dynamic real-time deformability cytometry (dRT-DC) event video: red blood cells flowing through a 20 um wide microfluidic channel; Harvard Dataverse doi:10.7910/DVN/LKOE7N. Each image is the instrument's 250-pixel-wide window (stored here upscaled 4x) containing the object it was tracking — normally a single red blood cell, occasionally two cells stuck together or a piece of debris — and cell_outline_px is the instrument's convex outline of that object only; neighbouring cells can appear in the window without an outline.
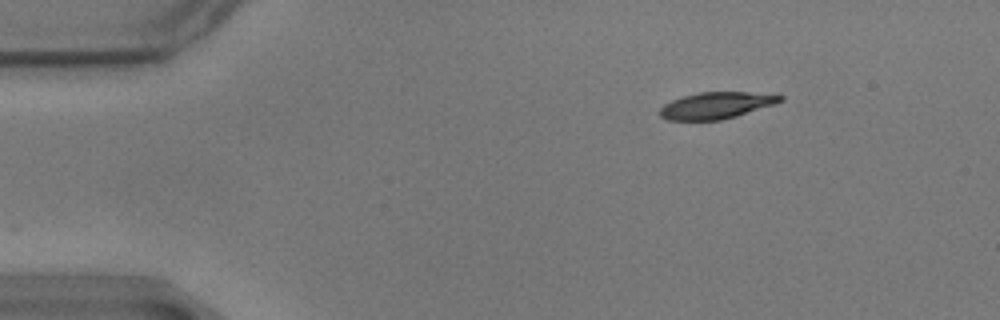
{"species": "common noctule bat (a hibernating species)", "species_latin": "Nyctalus noctula", "temperature_condition": "warm", "stored_images_in_passage": 50, "camera_frame_rate_fps": 3000, "um_per_image_px": 0.085, "animal": {"sex": "male", "body_mass_g": 17.9}, "frame": {"image": 1, "passage_image": 1, "time_ms": 0.0, "image_size_px": [1000, 320], "cell_outline_px": [[784, 100], [776, 104], [736, 116], [720, 120], [668, 120], [660, 116], [660, 108], [664, 104], [672, 100], [684, 96], [700, 92], [780, 92], [784, 96]], "centroid_in_image_um": [61.0, 8.94], "position_along_channel_um": 24.0, "area_um2": 19.02}}
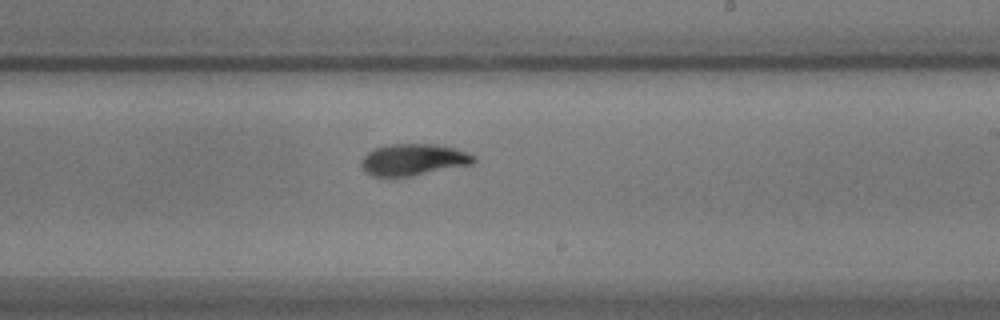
{"frame": {"image": 2, "passage_image": 27, "time_ms": 8.667, "image_size_px": [1000, 320], "cell_outline_px": [[476, 160], [472, 164], [412, 176], [372, 176], [364, 172], [360, 164], [364, 156], [368, 152], [376, 148], [392, 144], [432, 144], [456, 148], [476, 156]], "centroid_in_image_um": [35.14, 13.58], "position_along_channel_um": 253.9, "area_um2": 20.63}}
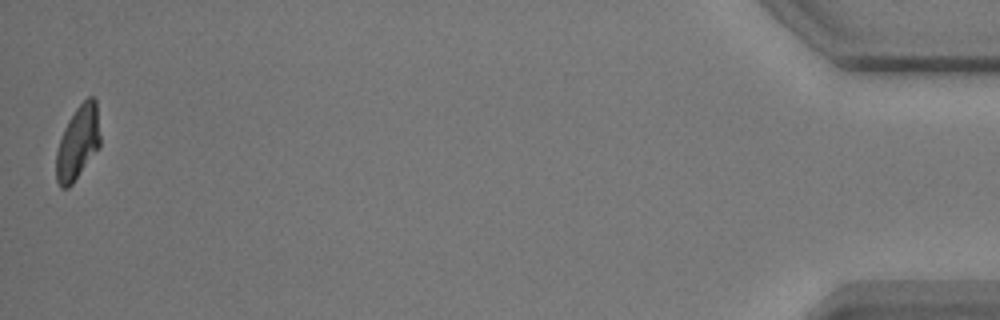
{"frame": {"image": 3, "passage_image": 50, "time_ms": 16.333, "image_size_px": [1000, 320], "cell_outline_px": [[100, 144], [72, 184], [68, 188], [60, 188], [56, 180], [56, 152], [64, 128], [68, 120], [76, 108], [88, 96], [92, 96], [96, 100], [100, 136]], "centroid_in_image_um": [6.6, 12.11], "position_along_channel_um": 428.6, "area_um2": 18.61}, "authors_computed_cell_mechanics": {"area_um2": 20.2878, "velocity_mm_per_s": 3.4698, "shape_relaxation_time_tau1_ms": 4.2585, "shape_relaxation_time_tau2_ms": 3.705, "deformation_change_tau1": 0.1749, "deformation_change_tau2": 0.0859}}